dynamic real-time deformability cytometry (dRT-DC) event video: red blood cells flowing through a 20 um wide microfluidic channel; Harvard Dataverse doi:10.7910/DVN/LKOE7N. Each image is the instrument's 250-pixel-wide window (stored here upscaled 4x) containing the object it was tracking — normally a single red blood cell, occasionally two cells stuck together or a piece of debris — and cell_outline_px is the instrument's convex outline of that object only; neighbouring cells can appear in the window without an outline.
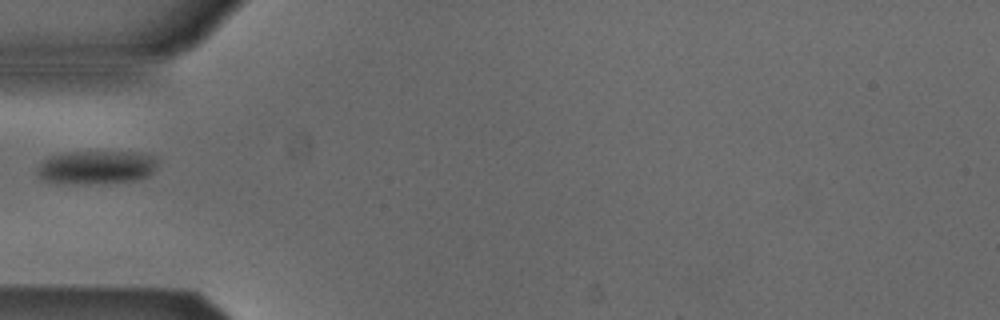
{"species": "Egyptian fruit bat (a non-hibernating species)", "species_latin": "Rousettus aegyptiacus", "temperature_condition": "cold", "stored_images_in_passage": 32, "camera_frame_rate_fps": 3000, "um_per_image_px": 0.085, "animal": {"sex": "male"}, "frame": {"image": 1, "passage_image": 1, "time_ms": 0.0, "image_size_px": [1000, 320], "cell_outline_px": [[156, 168], [148, 176], [136, 180], [44, 180], [36, 172], [36, 168], [48, 156], [68, 152], [136, 152], [156, 156]], "centroid_in_image_um": [8.25, 14.13], "position_along_channel_um": 76.8, "area_um2": 21.96}}
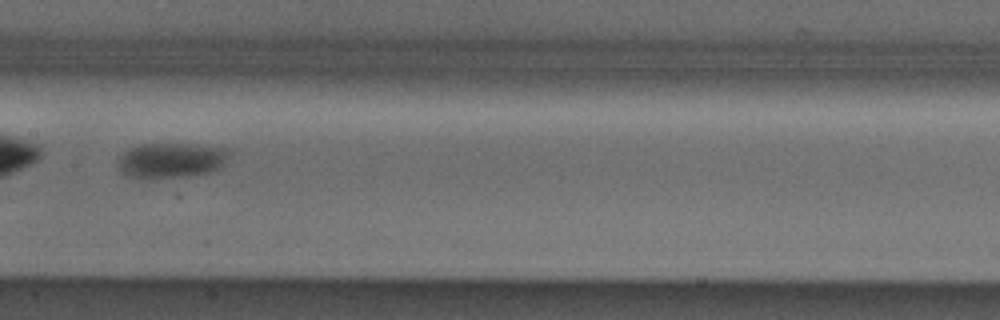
{"frame": {"image": 2, "passage_image": 10, "time_ms": 3.0, "image_size_px": [1000, 320], "cell_outline_px": [[232, 152], [220, 168], [208, 172], [188, 176], [148, 180], [140, 180], [128, 176], [120, 168], [120, 156], [124, 152], [140, 144], [192, 144], [228, 148]], "centroid_in_image_um": [14.58, 13.64], "position_along_channel_um": 192.8, "area_um2": 23.0}}